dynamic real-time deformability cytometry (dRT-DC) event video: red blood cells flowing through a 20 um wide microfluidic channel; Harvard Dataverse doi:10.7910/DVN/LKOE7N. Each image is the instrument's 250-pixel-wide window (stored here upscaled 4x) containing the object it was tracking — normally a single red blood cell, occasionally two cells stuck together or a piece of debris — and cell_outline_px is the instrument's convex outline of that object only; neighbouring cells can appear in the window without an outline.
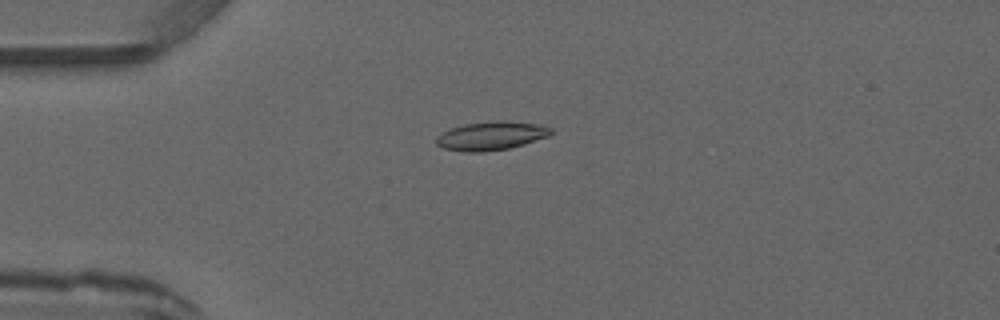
{"species": "common noctule bat (a hibernating species)", "species_latin": "Nyctalus noctula", "temperature_condition": "warm", "stored_images_in_passage": 4, "camera_frame_rate_fps": 3000, "um_per_image_px": 0.085, "animal": {"sex": "male", "forearm_length_mm": 52.5}, "frame": {"image": 1, "passage_image": 4, "time_ms": 3.333, "image_size_px": [1000, 320], "cell_outline_px": [[552, 132], [548, 136], [524, 144], [508, 148], [484, 152], [468, 152], [444, 148], [436, 144], [436, 136], [448, 128], [464, 124], [500, 120], [540, 124], [552, 128]], "centroid_in_image_um": [41.73, 11.54], "position_along_channel_um": 43.3, "area_um2": 19.13}}